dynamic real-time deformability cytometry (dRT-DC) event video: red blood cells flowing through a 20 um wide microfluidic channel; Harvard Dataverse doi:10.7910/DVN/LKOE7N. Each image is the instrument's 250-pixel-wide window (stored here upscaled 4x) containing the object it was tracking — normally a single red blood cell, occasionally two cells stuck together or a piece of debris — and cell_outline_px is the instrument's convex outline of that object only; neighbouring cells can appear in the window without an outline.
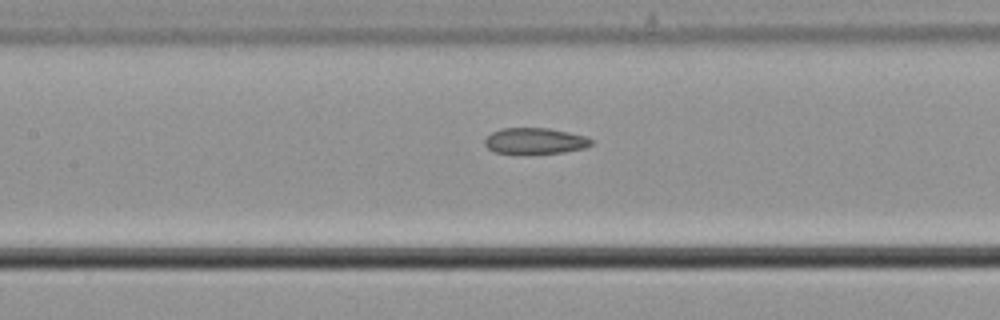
{"species": "common noctule bat (a hibernating species)", "species_latin": "Nyctalus noctula", "temperature_condition": "cold", "stored_images_in_passage": 14, "camera_frame_rate_fps": 3000, "um_per_image_px": 0.085, "animal": {"sex": "male", "body_mass_g": 21.5, "forearm_length_mm": 52.0}, "frame": {"image": 1, "passage_image": 12, "time_ms": 3.667, "image_size_px": [1000, 320], "cell_outline_px": [[592, 144], [584, 148], [564, 152], [520, 156], [492, 152], [484, 144], [484, 140], [492, 132], [500, 128], [548, 128], [568, 132], [584, 136], [592, 140]], "centroid_in_image_um": [45.4, 12.02], "position_along_channel_um": 162.0, "area_um2": 16.76}}